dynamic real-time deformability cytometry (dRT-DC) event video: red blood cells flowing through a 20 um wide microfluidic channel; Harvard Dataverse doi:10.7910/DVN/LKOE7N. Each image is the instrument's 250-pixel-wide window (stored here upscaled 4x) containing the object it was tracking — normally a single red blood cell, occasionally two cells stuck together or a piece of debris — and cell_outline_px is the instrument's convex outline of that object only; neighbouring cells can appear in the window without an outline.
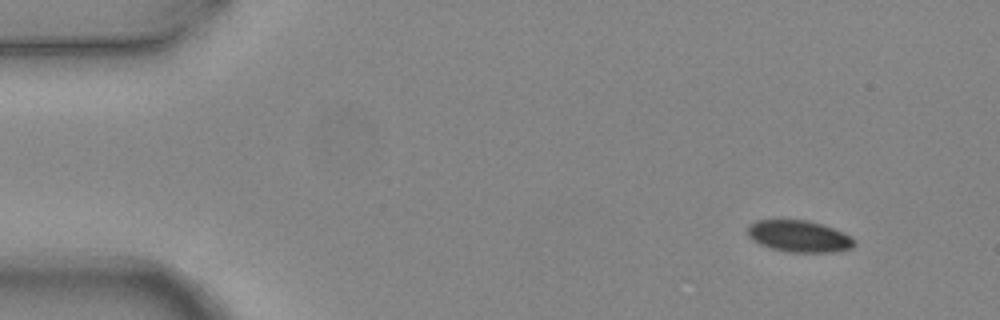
{"species": "common noctule bat (a hibernating species)", "species_latin": "Nyctalus noctula", "temperature_condition": "warm", "stored_images_in_passage": 5, "camera_frame_rate_fps": 3000, "um_per_image_px": 0.085, "animal": {"sex": "female", "body_mass_g": 24.6, "forearm_length_mm": 56.2}, "frame": {"image": 1, "passage_image": 1, "time_ms": 0.0, "image_size_px": [1000, 320], "cell_outline_px": [[856, 244], [852, 248], [836, 252], [788, 252], [772, 248], [760, 244], [752, 240], [748, 236], [748, 224], [756, 220], [780, 216], [808, 220], [844, 232], [852, 236], [856, 240]], "centroid_in_image_um": [67.89, 20.03], "position_along_channel_um": 17.1, "area_um2": 20.58}}
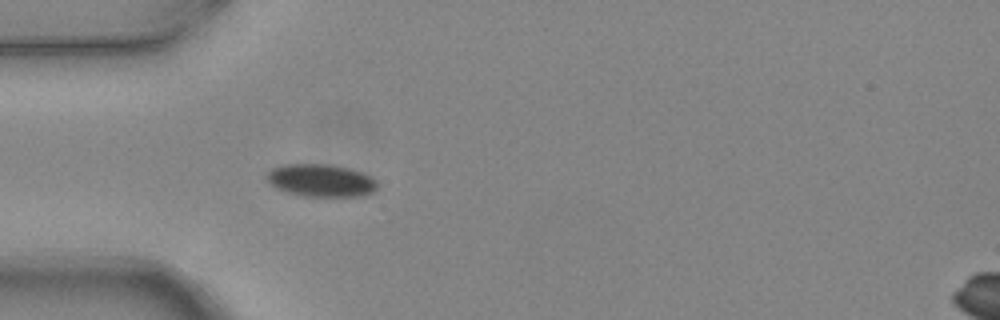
{"frame": {"image": 2, "passage_image": 4, "time_ms": 1.0, "image_size_px": [1000, 320], "cell_outline_px": [[380, 184], [376, 192], [364, 196], [300, 196], [276, 188], [264, 176], [272, 168], [284, 164], [328, 164], [348, 168], [372, 176]], "centroid_in_image_um": [27.33, 15.34], "position_along_channel_um": 57.7, "area_um2": 21.27}}